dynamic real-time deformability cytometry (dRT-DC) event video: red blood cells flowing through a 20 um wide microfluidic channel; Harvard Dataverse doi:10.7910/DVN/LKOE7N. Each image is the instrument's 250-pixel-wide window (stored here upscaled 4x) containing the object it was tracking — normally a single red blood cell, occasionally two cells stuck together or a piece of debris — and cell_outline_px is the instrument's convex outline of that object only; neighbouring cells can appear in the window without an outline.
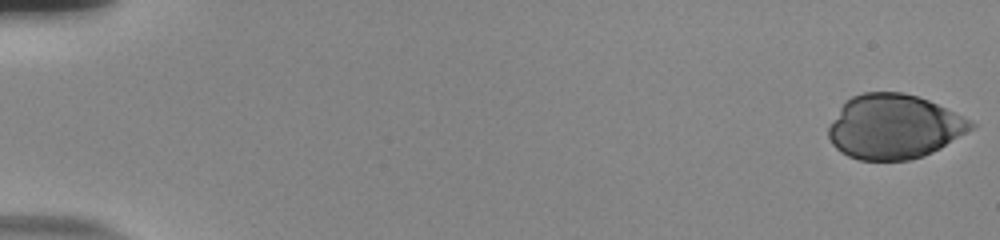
{"species": "human", "species_latin": "Homo sapiens", "temperature_condition": "room temperature", "stored_images_in_passage": 54, "camera_frame_rate_fps": 3000, "um_per_image_px": 0.085, "donor": {"sex": "male"}, "frame": {"image": 1, "passage_image": 1, "time_ms": 0.0, "image_size_px": [1000, 240], "cell_outline_px": [[976, 128], [940, 148], [924, 156], [908, 160], [860, 160], [848, 156], [840, 152], [832, 144], [828, 136], [828, 128], [840, 108], [852, 96], [864, 92], [904, 92], [928, 100], [972, 120], [976, 124]], "centroid_in_image_um": [76.01, 10.77], "position_along_channel_um": 9.0, "area_um2": 53.47}}
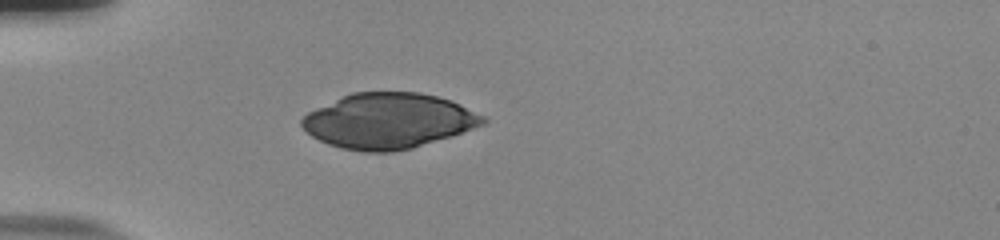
{"frame": {"image": 2, "passage_image": 17, "time_ms": 5.333, "image_size_px": [1000, 240], "cell_outline_px": [[488, 120], [484, 124], [452, 136], [412, 148], [392, 152], [364, 152], [340, 148], [328, 144], [312, 136], [300, 124], [300, 120], [308, 112], [316, 108], [352, 92], [420, 92], [452, 100], [484, 116]], "centroid_in_image_um": [33.03, 10.28], "position_along_channel_um": 52.0, "area_um2": 58.32}}
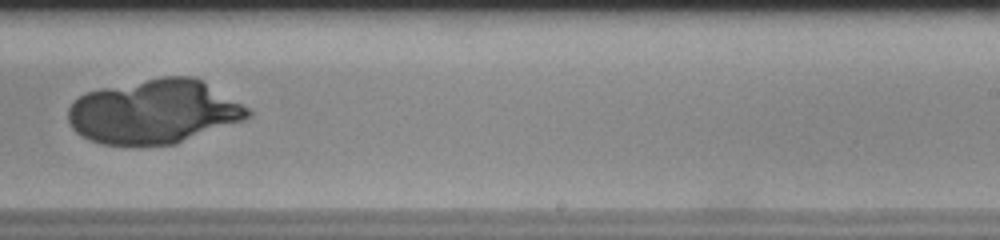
{"frame": {"image": 3, "passage_image": 36, "time_ms": 11.667, "image_size_px": [1000, 240], "cell_outline_px": [[252, 116], [244, 120], [176, 144], [104, 144], [92, 140], [76, 132], [72, 128], [68, 120], [68, 108], [80, 96], [88, 92], [100, 88], [160, 76], [192, 76], [200, 80], [248, 108], [252, 112]], "centroid_in_image_um": [13.09, 9.49], "position_along_channel_um": 275.9, "area_um2": 66.47}}